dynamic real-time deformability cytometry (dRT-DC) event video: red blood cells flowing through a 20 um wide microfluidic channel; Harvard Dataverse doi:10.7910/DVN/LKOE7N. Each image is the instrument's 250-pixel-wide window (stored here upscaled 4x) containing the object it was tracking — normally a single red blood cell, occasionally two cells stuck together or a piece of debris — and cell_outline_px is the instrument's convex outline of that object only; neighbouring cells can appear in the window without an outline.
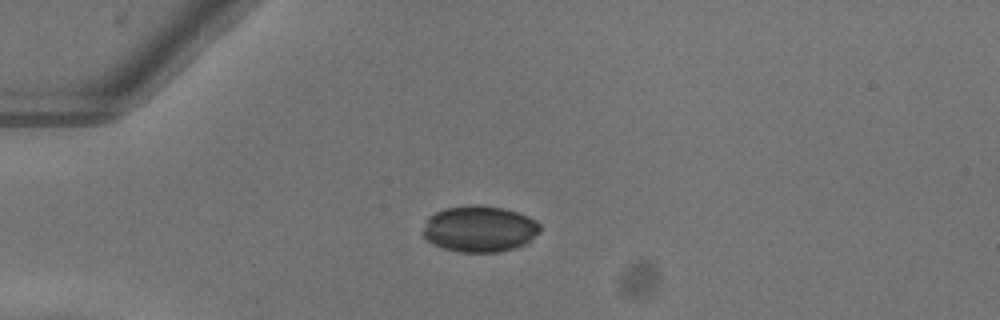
{"species": "common noctule bat (a hibernating species)", "species_latin": "Nyctalus noctula", "temperature_condition": "warm", "stored_images_in_passage": 39, "camera_frame_rate_fps": 3000, "um_per_image_px": 0.085, "animal": {"sex": "female"}, "frame": {"image": 1, "passage_image": 1, "time_ms": 0.0, "image_size_px": [1000, 320], "cell_outline_px": [[540, 232], [524, 244], [500, 252], [460, 252], [444, 248], [432, 244], [424, 236], [424, 228], [428, 216], [444, 208], [472, 204], [476, 204], [504, 208], [528, 216], [536, 220], [540, 224]], "centroid_in_image_um": [40.76, 19.44], "position_along_channel_um": 44.2, "area_um2": 31.5}}
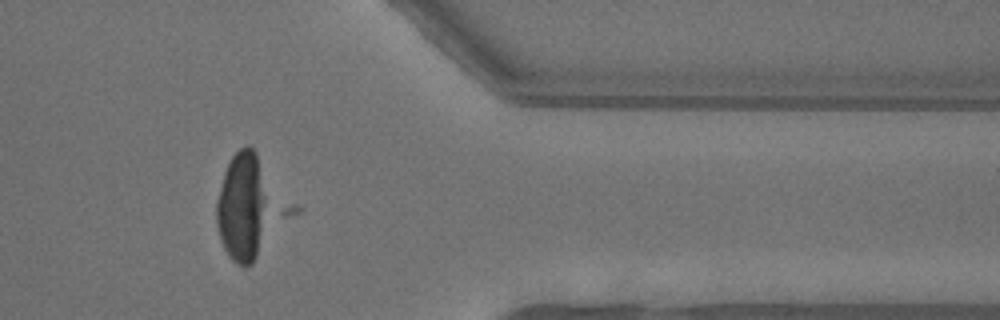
{"frame": {"image": 2, "passage_image": 30, "time_ms": 9.667, "image_size_px": [1000, 320], "cell_outline_px": [[264, 200], [256, 256], [252, 264], [244, 268], [236, 264], [228, 256], [220, 240], [216, 224], [216, 200], [224, 172], [228, 160], [240, 148], [248, 144], [256, 152], [264, 196]], "centroid_in_image_um": [20.45, 17.58], "position_along_channel_um": 390.9, "area_um2": 31.56}}